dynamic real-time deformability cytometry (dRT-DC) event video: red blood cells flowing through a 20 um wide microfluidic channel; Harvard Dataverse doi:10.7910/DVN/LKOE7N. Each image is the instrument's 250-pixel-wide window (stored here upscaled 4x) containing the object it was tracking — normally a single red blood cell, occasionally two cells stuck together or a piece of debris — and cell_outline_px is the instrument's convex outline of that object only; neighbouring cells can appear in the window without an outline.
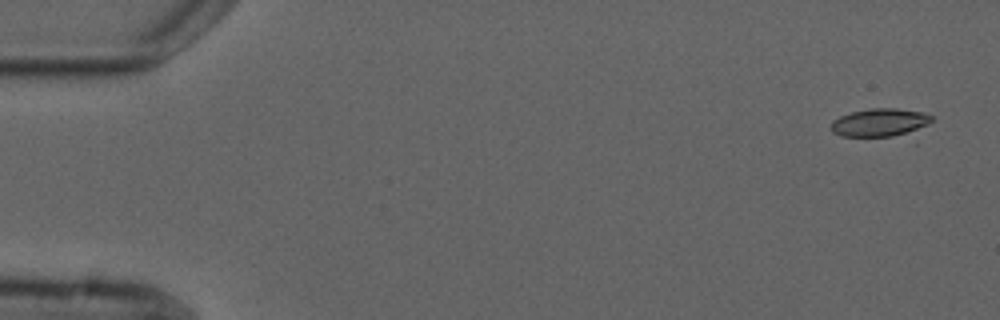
{"species": "common noctule bat (a hibernating species)", "species_latin": "Nyctalus noctula", "temperature_condition": "cold", "stored_images_in_passage": 4, "camera_frame_rate_fps": 3000, "um_per_image_px": 0.085, "animal": {"sex": "male", "forearm_length_mm": 52.5}, "frame": {"image": 1, "passage_image": 1, "time_ms": 0.0, "image_size_px": [1000, 320], "cell_outline_px": [[932, 120], [928, 124], [908, 136], [840, 136], [832, 132], [832, 120], [840, 116], [852, 112], [868, 108], [896, 108], [920, 112], [932, 116]], "centroid_in_image_um": [74.82, 10.43], "position_along_channel_um": 10.2, "area_um2": 16.65}}